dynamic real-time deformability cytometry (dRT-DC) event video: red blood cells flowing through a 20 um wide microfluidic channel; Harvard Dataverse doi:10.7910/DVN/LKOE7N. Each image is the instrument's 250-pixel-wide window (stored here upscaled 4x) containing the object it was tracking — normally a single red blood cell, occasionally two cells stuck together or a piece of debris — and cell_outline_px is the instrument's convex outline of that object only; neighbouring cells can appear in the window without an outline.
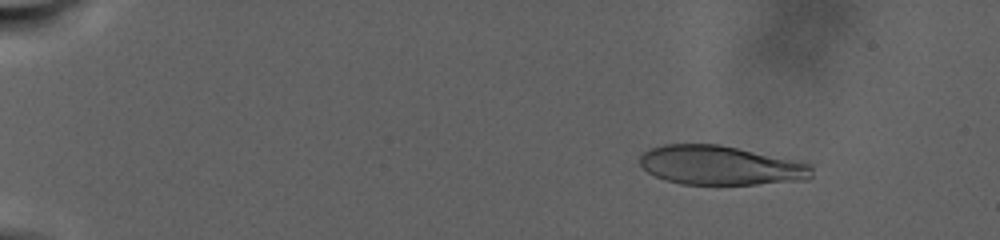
{"species": "human", "species_latin": "Homo sapiens", "temperature_condition": "warm", "stored_images_in_passage": 138, "camera_frame_rate_fps": 3000, "um_per_image_px": 0.085, "donor": {"sex": "male"}, "frame": {"image": 1, "passage_image": 23, "time_ms": 4.667, "image_size_px": [1000, 240], "cell_outline_px": [[812, 176], [808, 180], [756, 184], [680, 184], [664, 180], [648, 172], [640, 164], [640, 156], [644, 152], [652, 148], [664, 144], [720, 144], [800, 160], [812, 164]], "centroid_in_image_um": [61.31, 14.05], "position_along_channel_um": 23.7, "area_um2": 39.71}}
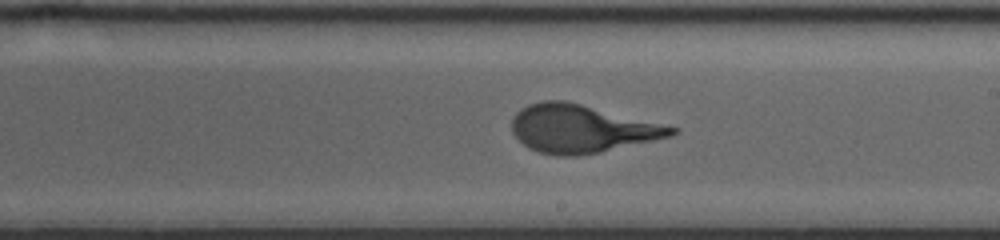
{"frame": {"image": 2, "passage_image": 83, "time_ms": 21.0, "image_size_px": [1000, 240], "cell_outline_px": [[680, 128], [672, 136], [600, 152], [576, 156], [556, 156], [540, 152], [528, 148], [512, 132], [512, 116], [520, 108], [528, 104], [544, 100], [564, 100]], "centroid_in_image_um": [49.4, 10.94], "position_along_channel_um": 239.6, "area_um2": 44.39}}
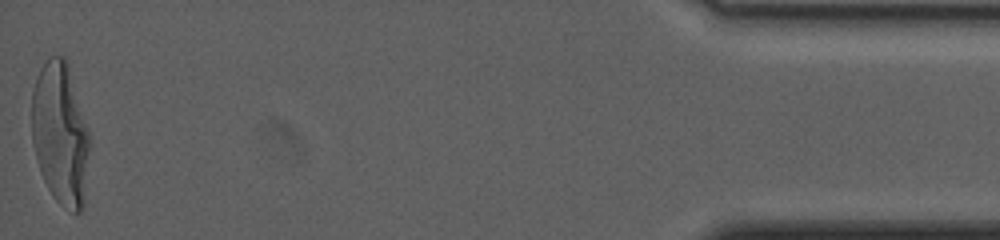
{"frame": {"image": 3, "passage_image": 138, "time_ms": 33.667, "image_size_px": [1000, 240], "cell_outline_px": [[92, 144], [84, 204], [80, 212], [76, 212], [60, 204], [52, 196], [44, 180], [32, 144], [32, 92], [36, 76], [44, 60], [48, 56], [64, 56], [68, 60], [88, 128]], "centroid_in_image_um": [5.16, 11.33], "position_along_channel_um": 430.0, "area_um2": 49.01}, "authors_computed_cell_mechanics": {"area_um2": 43.8124, "velocity_mm_per_s": 2.1133, "shape_relaxation_time_tau1_ms": 9.3267, "shape_relaxation_time_tau2_ms": null, "deformation_change_tau1": 0.2956, "deformation_change_tau2": null}}